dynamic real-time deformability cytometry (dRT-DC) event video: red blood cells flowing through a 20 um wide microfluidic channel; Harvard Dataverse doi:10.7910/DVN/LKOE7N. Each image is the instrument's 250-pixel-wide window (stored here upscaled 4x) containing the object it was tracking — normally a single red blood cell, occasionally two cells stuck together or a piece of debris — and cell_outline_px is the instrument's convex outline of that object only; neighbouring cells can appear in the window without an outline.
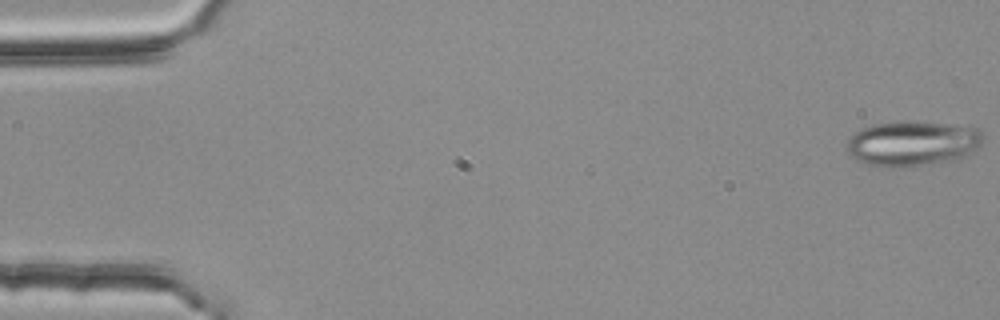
{"species": "common noctule bat (a hibernating species)", "species_latin": "Nyctalus noctula", "temperature_condition": "room temperature", "stored_images_in_passage": 11, "camera_frame_rate_fps": 3000, "um_per_image_px": 0.085, "animal": {"sex": "female", "body_mass_g": 25.1}, "frame": {"image": 1, "passage_image": 1, "time_ms": 0.0, "image_size_px": [1000, 320], "cell_outline_px": [[984, 140], [968, 156], [960, 160], [920, 164], [868, 164], [856, 160], [844, 148], [848, 140], [856, 132], [872, 124], [896, 120], [908, 120], [944, 124], [976, 128], [984, 136]], "centroid_in_image_um": [77.58, 12.14], "position_along_channel_um": 7.4, "area_um2": 35.2}}